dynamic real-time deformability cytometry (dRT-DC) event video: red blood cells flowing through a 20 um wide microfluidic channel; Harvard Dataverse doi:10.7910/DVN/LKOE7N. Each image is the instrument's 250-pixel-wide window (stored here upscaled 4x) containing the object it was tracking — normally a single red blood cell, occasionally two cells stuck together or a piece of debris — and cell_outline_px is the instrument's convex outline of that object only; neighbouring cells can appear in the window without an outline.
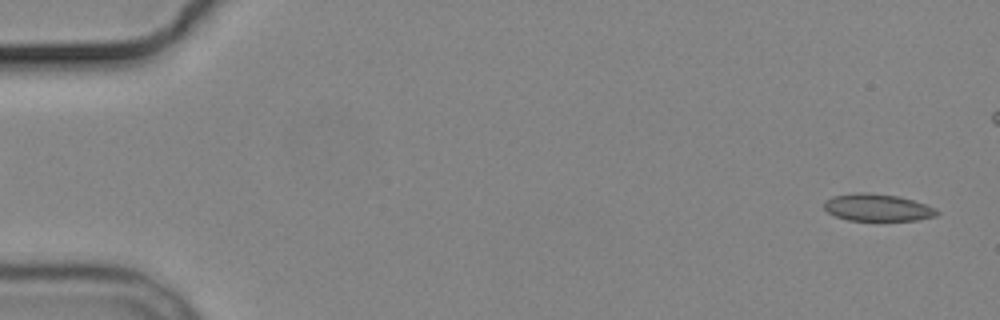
{"species": "common noctule bat (a hibernating species)", "species_latin": "Nyctalus noctula", "temperature_condition": "cold", "stored_images_in_passage": 6, "segment_of_instrument_passage": [2, 2], "camera_frame_rate_fps": 3000, "um_per_image_px": 0.085, "animal": {"sex": "male", "body_mass_g": 19.2, "forearm_length_mm": 51.8}, "frame": {"image": 1, "passage_image": 6, "time_ms": 6.667, "image_size_px": [1000, 320], "cell_outline_px": [[940, 212], [936, 216], [916, 220], [848, 220], [836, 216], [828, 212], [824, 208], [824, 200], [832, 196], [860, 192], [868, 192], [896, 196], [912, 200], [936, 208]], "centroid_in_image_um": [74.57, 17.64], "position_along_channel_um": 10.4, "area_um2": 17.74}}